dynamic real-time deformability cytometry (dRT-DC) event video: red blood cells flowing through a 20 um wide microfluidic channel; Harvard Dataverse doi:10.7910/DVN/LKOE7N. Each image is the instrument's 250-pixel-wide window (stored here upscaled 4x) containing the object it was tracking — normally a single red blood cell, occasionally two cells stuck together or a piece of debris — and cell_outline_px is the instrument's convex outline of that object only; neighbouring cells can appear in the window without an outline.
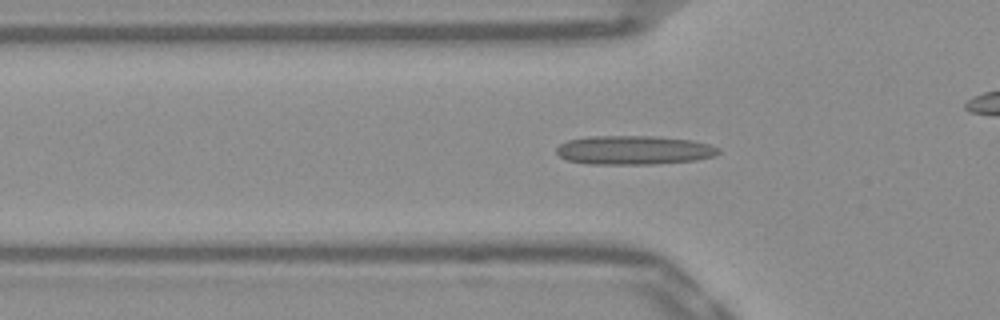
{"species": "Egyptian fruit bat (a non-hibernating species)", "species_latin": "Rousettus aegyptiacus", "temperature_condition": "warm", "stored_images_in_passage": 43, "camera_frame_rate_fps": 3000, "um_per_image_px": 0.085, "frame": {"image": 1, "passage_image": 12, "time_ms": 3.667, "image_size_px": [1000, 320], "cell_outline_px": [[720, 152], [712, 156], [696, 160], [652, 164], [588, 164], [568, 160], [560, 156], [556, 152], [556, 148], [560, 144], [568, 140], [588, 136], [660, 136], [692, 140], [708, 144], [720, 148]], "centroid_in_image_um": [53.87, 12.75], "position_along_channel_um": 71.9, "area_um2": 27.4}}
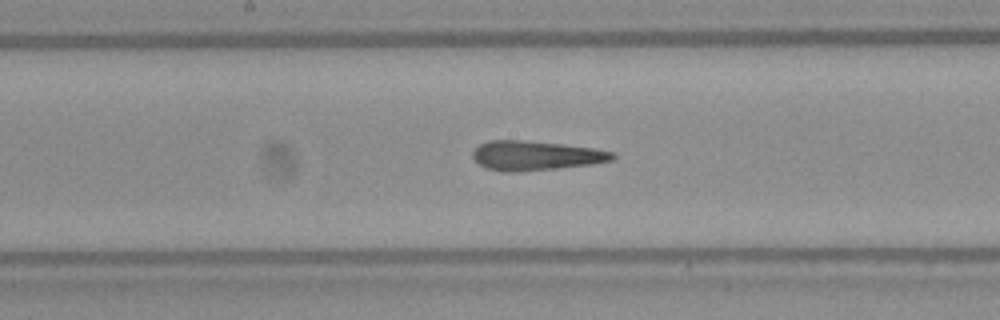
{"frame": {"image": 2, "passage_image": 22, "time_ms": 7.0, "image_size_px": [1000, 320], "cell_outline_px": [[616, 156], [612, 160], [592, 164], [512, 172], [500, 172], [484, 168], [472, 156], [472, 152], [480, 144], [488, 140], [524, 140], [564, 144], [596, 148], [612, 152]], "centroid_in_image_um": [45.5, 13.21], "position_along_channel_um": 202.7, "area_um2": 23.93}}
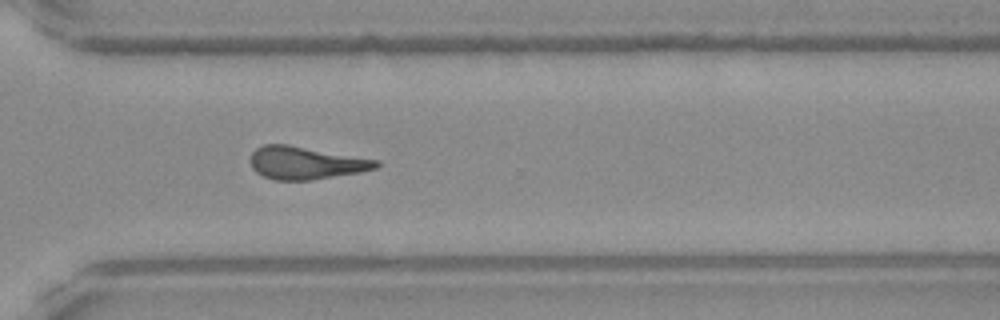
{"frame": {"image": 3, "passage_image": 33, "time_ms": 10.667, "image_size_px": [1000, 320], "cell_outline_px": [[380, 164], [376, 168], [360, 172], [308, 180], [276, 180], [264, 176], [256, 172], [252, 168], [252, 152], [256, 148], [264, 144], [288, 144], [380, 160]], "centroid_in_image_um": [26.0, 13.83], "position_along_channel_um": 344.6, "area_um2": 23.81}, "authors_computed_cell_mechanics": {"area_um2": 23.6402, "velocity_mm_per_s": 3.8829, "shape_relaxation_time_tau1_ms": null, "shape_relaxation_time_tau2_ms": 2.9272, "deformation_change_tau1": null, "deformation_change_tau2": 0.1415}}